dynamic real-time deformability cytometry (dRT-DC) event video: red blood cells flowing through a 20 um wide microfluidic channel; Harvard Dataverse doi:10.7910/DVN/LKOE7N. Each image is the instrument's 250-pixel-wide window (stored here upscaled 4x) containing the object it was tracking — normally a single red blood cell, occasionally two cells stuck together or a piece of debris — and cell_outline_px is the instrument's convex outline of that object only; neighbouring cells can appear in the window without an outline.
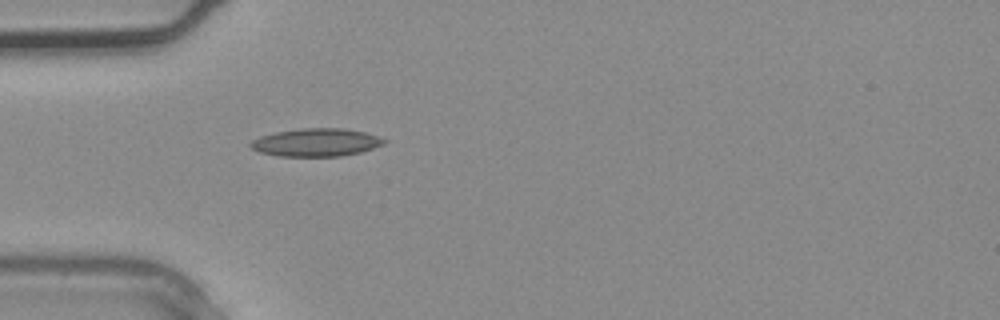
{"species": "common noctule bat (a hibernating species)", "species_latin": "Nyctalus noctula", "temperature_condition": "warm", "stored_images_in_passage": 2, "camera_frame_rate_fps": 3000, "um_per_image_px": 0.085, "animal": {"sex": "male", "body_mass_g": 20.4}, "frame": {"image": 1, "passage_image": 2, "time_ms": 0.333, "image_size_px": [1000, 320], "cell_outline_px": [[388, 140], [384, 144], [360, 152], [340, 156], [280, 156], [260, 152], [252, 148], [248, 144], [252, 140], [260, 136], [276, 132], [300, 128], [344, 128], [364, 132]], "centroid_in_image_um": [26.86, 12.1], "position_along_channel_um": 58.1, "area_um2": 21.62}}